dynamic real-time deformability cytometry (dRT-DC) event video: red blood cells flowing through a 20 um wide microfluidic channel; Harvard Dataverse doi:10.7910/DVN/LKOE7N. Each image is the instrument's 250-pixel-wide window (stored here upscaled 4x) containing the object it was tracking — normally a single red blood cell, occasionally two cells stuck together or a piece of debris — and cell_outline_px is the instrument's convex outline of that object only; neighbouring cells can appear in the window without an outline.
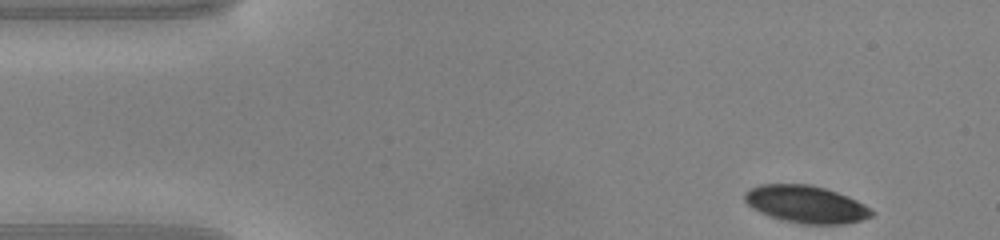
{"species": "common noctule bat (a hibernating species)", "species_latin": "Nyctalus noctula", "temperature_condition": "warm", "stored_images_in_passage": 45, "camera_frame_rate_fps": 3000, "um_per_image_px": 0.085, "animal": {"sex": "male", "body_mass_g": 20.0, "forearm_length_mm": 53.3}, "frame": {"image": 1, "passage_image": 1, "time_ms": 0.0, "image_size_px": [1000, 240], "cell_outline_px": [[872, 216], [860, 220], [844, 224], [804, 224], [784, 220], [760, 212], [752, 208], [744, 200], [744, 196], [752, 188], [760, 184], [808, 184], [824, 188], [848, 196], [856, 200], [868, 208], [872, 212]], "centroid_in_image_um": [68.5, 17.36], "position_along_channel_um": 16.5, "area_um2": 27.11}}
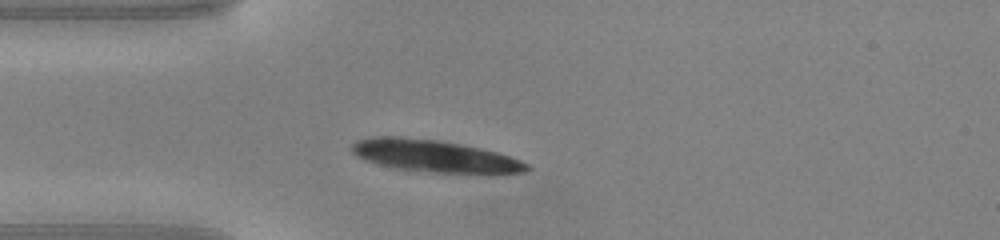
{"frame": {"image": 2, "passage_image": 9, "time_ms": 2.667, "image_size_px": [1000, 240], "cell_outline_px": [[528, 168], [520, 172], [436, 172], [396, 168], [376, 164], [364, 160], [352, 152], [352, 144], [356, 140], [372, 136], [400, 136], [436, 140], [460, 144], [480, 148], [496, 152], [520, 160], [528, 164]], "centroid_in_image_um": [36.8, 13.23], "position_along_channel_um": 48.2, "area_um2": 31.96}}